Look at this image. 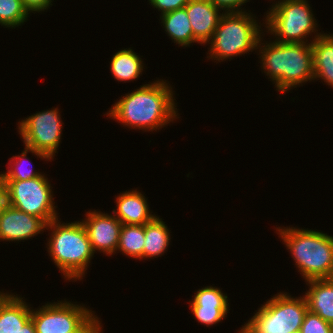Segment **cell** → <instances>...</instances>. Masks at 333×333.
<instances>
[{
	"instance_id": "cell-1",
	"label": "cell",
	"mask_w": 333,
	"mask_h": 333,
	"mask_svg": "<svg viewBox=\"0 0 333 333\" xmlns=\"http://www.w3.org/2000/svg\"><path fill=\"white\" fill-rule=\"evenodd\" d=\"M148 83L121 96L104 115L123 127L144 132H159L174 123L180 114L170 82L158 78Z\"/></svg>"
},
{
	"instance_id": "cell-2",
	"label": "cell",
	"mask_w": 333,
	"mask_h": 333,
	"mask_svg": "<svg viewBox=\"0 0 333 333\" xmlns=\"http://www.w3.org/2000/svg\"><path fill=\"white\" fill-rule=\"evenodd\" d=\"M264 37L265 33L259 39L256 53L261 71L280 95L314 81L312 43H279L271 38L263 41Z\"/></svg>"
},
{
	"instance_id": "cell-3",
	"label": "cell",
	"mask_w": 333,
	"mask_h": 333,
	"mask_svg": "<svg viewBox=\"0 0 333 333\" xmlns=\"http://www.w3.org/2000/svg\"><path fill=\"white\" fill-rule=\"evenodd\" d=\"M62 222L59 217L46 225L45 230L51 234L45 245L65 281H80L87 274L95 253L81 220Z\"/></svg>"
},
{
	"instance_id": "cell-4",
	"label": "cell",
	"mask_w": 333,
	"mask_h": 333,
	"mask_svg": "<svg viewBox=\"0 0 333 333\" xmlns=\"http://www.w3.org/2000/svg\"><path fill=\"white\" fill-rule=\"evenodd\" d=\"M274 228L305 281L333 278V236L298 226Z\"/></svg>"
},
{
	"instance_id": "cell-5",
	"label": "cell",
	"mask_w": 333,
	"mask_h": 333,
	"mask_svg": "<svg viewBox=\"0 0 333 333\" xmlns=\"http://www.w3.org/2000/svg\"><path fill=\"white\" fill-rule=\"evenodd\" d=\"M257 19V20H256ZM259 22L251 11L224 13L213 36L206 43L209 45L207 58L216 64L232 60L257 50L259 39L264 34V18Z\"/></svg>"
},
{
	"instance_id": "cell-6",
	"label": "cell",
	"mask_w": 333,
	"mask_h": 333,
	"mask_svg": "<svg viewBox=\"0 0 333 333\" xmlns=\"http://www.w3.org/2000/svg\"><path fill=\"white\" fill-rule=\"evenodd\" d=\"M308 1H272L264 14L265 34L272 35L271 39L274 37L272 40L279 43H312L324 31L319 32L316 16Z\"/></svg>"
},
{
	"instance_id": "cell-7",
	"label": "cell",
	"mask_w": 333,
	"mask_h": 333,
	"mask_svg": "<svg viewBox=\"0 0 333 333\" xmlns=\"http://www.w3.org/2000/svg\"><path fill=\"white\" fill-rule=\"evenodd\" d=\"M31 319L36 333H104L102 319L95 311L68 299L32 307Z\"/></svg>"
},
{
	"instance_id": "cell-8",
	"label": "cell",
	"mask_w": 333,
	"mask_h": 333,
	"mask_svg": "<svg viewBox=\"0 0 333 333\" xmlns=\"http://www.w3.org/2000/svg\"><path fill=\"white\" fill-rule=\"evenodd\" d=\"M257 309L247 322L258 333H292L300 330L308 304L304 295L280 291Z\"/></svg>"
},
{
	"instance_id": "cell-9",
	"label": "cell",
	"mask_w": 333,
	"mask_h": 333,
	"mask_svg": "<svg viewBox=\"0 0 333 333\" xmlns=\"http://www.w3.org/2000/svg\"><path fill=\"white\" fill-rule=\"evenodd\" d=\"M8 204L46 224L60 217L56 210L52 184L44 173L29 180H3ZM59 215V216H58Z\"/></svg>"
},
{
	"instance_id": "cell-10",
	"label": "cell",
	"mask_w": 333,
	"mask_h": 333,
	"mask_svg": "<svg viewBox=\"0 0 333 333\" xmlns=\"http://www.w3.org/2000/svg\"><path fill=\"white\" fill-rule=\"evenodd\" d=\"M60 110H42L18 122V134L24 146L46 154L52 161L61 144L63 121Z\"/></svg>"
},
{
	"instance_id": "cell-11",
	"label": "cell",
	"mask_w": 333,
	"mask_h": 333,
	"mask_svg": "<svg viewBox=\"0 0 333 333\" xmlns=\"http://www.w3.org/2000/svg\"><path fill=\"white\" fill-rule=\"evenodd\" d=\"M84 217L80 220L87 231L94 253L101 252L111 257L115 255L123 224L112 213L95 209L87 211Z\"/></svg>"
},
{
	"instance_id": "cell-12",
	"label": "cell",
	"mask_w": 333,
	"mask_h": 333,
	"mask_svg": "<svg viewBox=\"0 0 333 333\" xmlns=\"http://www.w3.org/2000/svg\"><path fill=\"white\" fill-rule=\"evenodd\" d=\"M229 299L222 288L203 286L189 300V310L195 320L206 327L221 323L229 312Z\"/></svg>"
},
{
	"instance_id": "cell-13",
	"label": "cell",
	"mask_w": 333,
	"mask_h": 333,
	"mask_svg": "<svg viewBox=\"0 0 333 333\" xmlns=\"http://www.w3.org/2000/svg\"><path fill=\"white\" fill-rule=\"evenodd\" d=\"M46 225L41 218L8 204L0 216V242H24L43 233Z\"/></svg>"
},
{
	"instance_id": "cell-14",
	"label": "cell",
	"mask_w": 333,
	"mask_h": 333,
	"mask_svg": "<svg viewBox=\"0 0 333 333\" xmlns=\"http://www.w3.org/2000/svg\"><path fill=\"white\" fill-rule=\"evenodd\" d=\"M185 8L193 30V44L206 45L224 13L210 0H190Z\"/></svg>"
},
{
	"instance_id": "cell-15",
	"label": "cell",
	"mask_w": 333,
	"mask_h": 333,
	"mask_svg": "<svg viewBox=\"0 0 333 333\" xmlns=\"http://www.w3.org/2000/svg\"><path fill=\"white\" fill-rule=\"evenodd\" d=\"M147 201L148 198L136 188L122 191L115 196L116 209L112 210V214L123 225H145L156 216Z\"/></svg>"
},
{
	"instance_id": "cell-16",
	"label": "cell",
	"mask_w": 333,
	"mask_h": 333,
	"mask_svg": "<svg viewBox=\"0 0 333 333\" xmlns=\"http://www.w3.org/2000/svg\"><path fill=\"white\" fill-rule=\"evenodd\" d=\"M23 298L12 292L0 291V333H18L31 318V304Z\"/></svg>"
},
{
	"instance_id": "cell-17",
	"label": "cell",
	"mask_w": 333,
	"mask_h": 333,
	"mask_svg": "<svg viewBox=\"0 0 333 333\" xmlns=\"http://www.w3.org/2000/svg\"><path fill=\"white\" fill-rule=\"evenodd\" d=\"M308 290L302 293L308 310L333 325V278L304 281Z\"/></svg>"
},
{
	"instance_id": "cell-18",
	"label": "cell",
	"mask_w": 333,
	"mask_h": 333,
	"mask_svg": "<svg viewBox=\"0 0 333 333\" xmlns=\"http://www.w3.org/2000/svg\"><path fill=\"white\" fill-rule=\"evenodd\" d=\"M328 33L312 42L314 81L322 80L333 88V33Z\"/></svg>"
},
{
	"instance_id": "cell-19",
	"label": "cell",
	"mask_w": 333,
	"mask_h": 333,
	"mask_svg": "<svg viewBox=\"0 0 333 333\" xmlns=\"http://www.w3.org/2000/svg\"><path fill=\"white\" fill-rule=\"evenodd\" d=\"M123 48L112 56L110 60L111 75L118 82L136 81L142 72L147 69L144 67V61L133 49Z\"/></svg>"
},
{
	"instance_id": "cell-20",
	"label": "cell",
	"mask_w": 333,
	"mask_h": 333,
	"mask_svg": "<svg viewBox=\"0 0 333 333\" xmlns=\"http://www.w3.org/2000/svg\"><path fill=\"white\" fill-rule=\"evenodd\" d=\"M160 217L156 215L150 222L145 224L144 260L162 257L170 245L171 230Z\"/></svg>"
},
{
	"instance_id": "cell-21",
	"label": "cell",
	"mask_w": 333,
	"mask_h": 333,
	"mask_svg": "<svg viewBox=\"0 0 333 333\" xmlns=\"http://www.w3.org/2000/svg\"><path fill=\"white\" fill-rule=\"evenodd\" d=\"M159 18L162 28L174 44L184 48L193 45V30L185 7L159 15Z\"/></svg>"
},
{
	"instance_id": "cell-22",
	"label": "cell",
	"mask_w": 333,
	"mask_h": 333,
	"mask_svg": "<svg viewBox=\"0 0 333 333\" xmlns=\"http://www.w3.org/2000/svg\"><path fill=\"white\" fill-rule=\"evenodd\" d=\"M28 153H31L34 156L36 155L35 157H37V159L40 158L41 160L52 162L46 154L25 146L24 150L21 151V154L13 155L9 158V162L7 163L8 166L6 167L7 171L0 172V178L2 180H29L43 175L44 172L34 170L32 167L33 165H31L32 162L27 157ZM26 163L29 165L28 167H25L27 166Z\"/></svg>"
},
{
	"instance_id": "cell-23",
	"label": "cell",
	"mask_w": 333,
	"mask_h": 333,
	"mask_svg": "<svg viewBox=\"0 0 333 333\" xmlns=\"http://www.w3.org/2000/svg\"><path fill=\"white\" fill-rule=\"evenodd\" d=\"M145 225H122L117 253L136 260H143Z\"/></svg>"
},
{
	"instance_id": "cell-24",
	"label": "cell",
	"mask_w": 333,
	"mask_h": 333,
	"mask_svg": "<svg viewBox=\"0 0 333 333\" xmlns=\"http://www.w3.org/2000/svg\"><path fill=\"white\" fill-rule=\"evenodd\" d=\"M30 15L22 0H0V25L4 28L22 27Z\"/></svg>"
},
{
	"instance_id": "cell-25",
	"label": "cell",
	"mask_w": 333,
	"mask_h": 333,
	"mask_svg": "<svg viewBox=\"0 0 333 333\" xmlns=\"http://www.w3.org/2000/svg\"><path fill=\"white\" fill-rule=\"evenodd\" d=\"M301 333H333V325L323 320L319 315L310 312L305 313Z\"/></svg>"
},
{
	"instance_id": "cell-26",
	"label": "cell",
	"mask_w": 333,
	"mask_h": 333,
	"mask_svg": "<svg viewBox=\"0 0 333 333\" xmlns=\"http://www.w3.org/2000/svg\"><path fill=\"white\" fill-rule=\"evenodd\" d=\"M190 0H148L149 5L156 8L159 15L184 8Z\"/></svg>"
},
{
	"instance_id": "cell-27",
	"label": "cell",
	"mask_w": 333,
	"mask_h": 333,
	"mask_svg": "<svg viewBox=\"0 0 333 333\" xmlns=\"http://www.w3.org/2000/svg\"><path fill=\"white\" fill-rule=\"evenodd\" d=\"M218 9L223 11V13H241L247 12L241 6L245 5L250 0H210Z\"/></svg>"
},
{
	"instance_id": "cell-28",
	"label": "cell",
	"mask_w": 333,
	"mask_h": 333,
	"mask_svg": "<svg viewBox=\"0 0 333 333\" xmlns=\"http://www.w3.org/2000/svg\"><path fill=\"white\" fill-rule=\"evenodd\" d=\"M54 0H22L23 6L30 13L35 14L41 12H47L50 7L53 6Z\"/></svg>"
},
{
	"instance_id": "cell-29",
	"label": "cell",
	"mask_w": 333,
	"mask_h": 333,
	"mask_svg": "<svg viewBox=\"0 0 333 333\" xmlns=\"http://www.w3.org/2000/svg\"><path fill=\"white\" fill-rule=\"evenodd\" d=\"M7 195L6 188L3 180L0 178V216L3 213L4 209L7 207Z\"/></svg>"
},
{
	"instance_id": "cell-30",
	"label": "cell",
	"mask_w": 333,
	"mask_h": 333,
	"mask_svg": "<svg viewBox=\"0 0 333 333\" xmlns=\"http://www.w3.org/2000/svg\"><path fill=\"white\" fill-rule=\"evenodd\" d=\"M18 333H36L35 325L33 320L30 318L18 331Z\"/></svg>"
},
{
	"instance_id": "cell-31",
	"label": "cell",
	"mask_w": 333,
	"mask_h": 333,
	"mask_svg": "<svg viewBox=\"0 0 333 333\" xmlns=\"http://www.w3.org/2000/svg\"><path fill=\"white\" fill-rule=\"evenodd\" d=\"M245 324L238 330V333H258L247 321L244 322Z\"/></svg>"
},
{
	"instance_id": "cell-32",
	"label": "cell",
	"mask_w": 333,
	"mask_h": 333,
	"mask_svg": "<svg viewBox=\"0 0 333 333\" xmlns=\"http://www.w3.org/2000/svg\"><path fill=\"white\" fill-rule=\"evenodd\" d=\"M292 333H301V332H300V330H298V331H295V332H292Z\"/></svg>"
}]
</instances>
